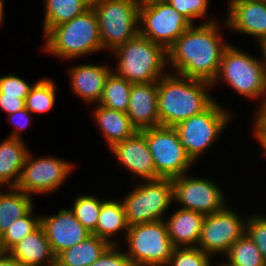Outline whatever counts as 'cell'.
<instances>
[{"label":"cell","mask_w":266,"mask_h":266,"mask_svg":"<svg viewBox=\"0 0 266 266\" xmlns=\"http://www.w3.org/2000/svg\"><path fill=\"white\" fill-rule=\"evenodd\" d=\"M219 24L211 17L201 25L192 24L179 36L167 50L168 67L176 71L174 74L214 82L223 53L230 45L223 41Z\"/></svg>","instance_id":"6da1fadb"},{"label":"cell","mask_w":266,"mask_h":266,"mask_svg":"<svg viewBox=\"0 0 266 266\" xmlns=\"http://www.w3.org/2000/svg\"><path fill=\"white\" fill-rule=\"evenodd\" d=\"M209 82L180 76L172 72L158 81L160 126L175 127L180 122L205 111L214 101Z\"/></svg>","instance_id":"7a4b0ae2"},{"label":"cell","mask_w":266,"mask_h":266,"mask_svg":"<svg viewBox=\"0 0 266 266\" xmlns=\"http://www.w3.org/2000/svg\"><path fill=\"white\" fill-rule=\"evenodd\" d=\"M112 53L118 60L113 72L132 84L156 82L167 74V50L140 34Z\"/></svg>","instance_id":"3957f363"},{"label":"cell","mask_w":266,"mask_h":266,"mask_svg":"<svg viewBox=\"0 0 266 266\" xmlns=\"http://www.w3.org/2000/svg\"><path fill=\"white\" fill-rule=\"evenodd\" d=\"M44 38L43 49L65 60L104 51L98 19L92 7L71 21L53 27Z\"/></svg>","instance_id":"277c9868"},{"label":"cell","mask_w":266,"mask_h":266,"mask_svg":"<svg viewBox=\"0 0 266 266\" xmlns=\"http://www.w3.org/2000/svg\"><path fill=\"white\" fill-rule=\"evenodd\" d=\"M232 45L225 49L212 85L215 86L219 80H223L239 95L257 101L261 98V103L256 109L259 111L266 103V74L263 65L260 58Z\"/></svg>","instance_id":"5b68a950"},{"label":"cell","mask_w":266,"mask_h":266,"mask_svg":"<svg viewBox=\"0 0 266 266\" xmlns=\"http://www.w3.org/2000/svg\"><path fill=\"white\" fill-rule=\"evenodd\" d=\"M104 51H113L139 34V7L132 0H92Z\"/></svg>","instance_id":"8992f818"},{"label":"cell","mask_w":266,"mask_h":266,"mask_svg":"<svg viewBox=\"0 0 266 266\" xmlns=\"http://www.w3.org/2000/svg\"><path fill=\"white\" fill-rule=\"evenodd\" d=\"M121 202L129 226L163 220L174 202L172 179L143 180Z\"/></svg>","instance_id":"52a82bcc"},{"label":"cell","mask_w":266,"mask_h":266,"mask_svg":"<svg viewBox=\"0 0 266 266\" xmlns=\"http://www.w3.org/2000/svg\"><path fill=\"white\" fill-rule=\"evenodd\" d=\"M214 101L205 111L180 122L174 128L181 145L195 163L226 128L233 116Z\"/></svg>","instance_id":"ba28073f"},{"label":"cell","mask_w":266,"mask_h":266,"mask_svg":"<svg viewBox=\"0 0 266 266\" xmlns=\"http://www.w3.org/2000/svg\"><path fill=\"white\" fill-rule=\"evenodd\" d=\"M125 241L133 266H166L175 248L164 220L129 226Z\"/></svg>","instance_id":"9c48e42d"},{"label":"cell","mask_w":266,"mask_h":266,"mask_svg":"<svg viewBox=\"0 0 266 266\" xmlns=\"http://www.w3.org/2000/svg\"><path fill=\"white\" fill-rule=\"evenodd\" d=\"M140 132L147 140L156 174L160 178L182 176L195 164L181 145L174 127L157 126Z\"/></svg>","instance_id":"30bf717a"},{"label":"cell","mask_w":266,"mask_h":266,"mask_svg":"<svg viewBox=\"0 0 266 266\" xmlns=\"http://www.w3.org/2000/svg\"><path fill=\"white\" fill-rule=\"evenodd\" d=\"M139 34L168 50L192 23L167 1L139 8Z\"/></svg>","instance_id":"8fae6325"},{"label":"cell","mask_w":266,"mask_h":266,"mask_svg":"<svg viewBox=\"0 0 266 266\" xmlns=\"http://www.w3.org/2000/svg\"><path fill=\"white\" fill-rule=\"evenodd\" d=\"M73 168L74 163L58 157L34 159L29 151L16 188L28 195L52 193L62 186Z\"/></svg>","instance_id":"7c38bea8"},{"label":"cell","mask_w":266,"mask_h":266,"mask_svg":"<svg viewBox=\"0 0 266 266\" xmlns=\"http://www.w3.org/2000/svg\"><path fill=\"white\" fill-rule=\"evenodd\" d=\"M246 221L247 218H242L227 205L218 212L206 215L197 247L211 256H224L246 233Z\"/></svg>","instance_id":"4fadbf2b"},{"label":"cell","mask_w":266,"mask_h":266,"mask_svg":"<svg viewBox=\"0 0 266 266\" xmlns=\"http://www.w3.org/2000/svg\"><path fill=\"white\" fill-rule=\"evenodd\" d=\"M186 173L172 179L174 201L180 208L211 215L222 210L225 205V193L215 182L206 178L188 177Z\"/></svg>","instance_id":"5bb4252c"},{"label":"cell","mask_w":266,"mask_h":266,"mask_svg":"<svg viewBox=\"0 0 266 266\" xmlns=\"http://www.w3.org/2000/svg\"><path fill=\"white\" fill-rule=\"evenodd\" d=\"M41 226L56 257L92 234L78 221L70 208L60 209L56 215H42Z\"/></svg>","instance_id":"9a60e30c"},{"label":"cell","mask_w":266,"mask_h":266,"mask_svg":"<svg viewBox=\"0 0 266 266\" xmlns=\"http://www.w3.org/2000/svg\"><path fill=\"white\" fill-rule=\"evenodd\" d=\"M110 149L119 164L126 167L134 176L143 180L160 178L156 174L147 140L140 131L132 137L114 144Z\"/></svg>","instance_id":"2e32d148"},{"label":"cell","mask_w":266,"mask_h":266,"mask_svg":"<svg viewBox=\"0 0 266 266\" xmlns=\"http://www.w3.org/2000/svg\"><path fill=\"white\" fill-rule=\"evenodd\" d=\"M225 27L250 35L257 42L266 37V0H239L227 9Z\"/></svg>","instance_id":"e0dca14e"},{"label":"cell","mask_w":266,"mask_h":266,"mask_svg":"<svg viewBox=\"0 0 266 266\" xmlns=\"http://www.w3.org/2000/svg\"><path fill=\"white\" fill-rule=\"evenodd\" d=\"M158 81L132 84L127 116L138 131L160 126Z\"/></svg>","instance_id":"ac0fdd59"},{"label":"cell","mask_w":266,"mask_h":266,"mask_svg":"<svg viewBox=\"0 0 266 266\" xmlns=\"http://www.w3.org/2000/svg\"><path fill=\"white\" fill-rule=\"evenodd\" d=\"M71 88L86 103H99L106 79L112 67L97 64H78L69 68Z\"/></svg>","instance_id":"d6986e66"},{"label":"cell","mask_w":266,"mask_h":266,"mask_svg":"<svg viewBox=\"0 0 266 266\" xmlns=\"http://www.w3.org/2000/svg\"><path fill=\"white\" fill-rule=\"evenodd\" d=\"M205 215L178 208L163 219L174 247H197ZM167 220V221H166Z\"/></svg>","instance_id":"ffe728a7"},{"label":"cell","mask_w":266,"mask_h":266,"mask_svg":"<svg viewBox=\"0 0 266 266\" xmlns=\"http://www.w3.org/2000/svg\"><path fill=\"white\" fill-rule=\"evenodd\" d=\"M9 253L22 266L56 265V256L41 225L19 241Z\"/></svg>","instance_id":"44dd1931"},{"label":"cell","mask_w":266,"mask_h":266,"mask_svg":"<svg viewBox=\"0 0 266 266\" xmlns=\"http://www.w3.org/2000/svg\"><path fill=\"white\" fill-rule=\"evenodd\" d=\"M92 113L109 150L114 144L130 138L138 132L124 112L97 104Z\"/></svg>","instance_id":"7402d4cb"},{"label":"cell","mask_w":266,"mask_h":266,"mask_svg":"<svg viewBox=\"0 0 266 266\" xmlns=\"http://www.w3.org/2000/svg\"><path fill=\"white\" fill-rule=\"evenodd\" d=\"M29 153L23 139L8 137L0 143V186L16 188Z\"/></svg>","instance_id":"603a6c76"},{"label":"cell","mask_w":266,"mask_h":266,"mask_svg":"<svg viewBox=\"0 0 266 266\" xmlns=\"http://www.w3.org/2000/svg\"><path fill=\"white\" fill-rule=\"evenodd\" d=\"M128 228L129 225L121 200H105L101 205L95 235L110 245H119L117 241H114L113 235L116 236L123 232L125 235L123 239H125Z\"/></svg>","instance_id":"cb8c5ba5"},{"label":"cell","mask_w":266,"mask_h":266,"mask_svg":"<svg viewBox=\"0 0 266 266\" xmlns=\"http://www.w3.org/2000/svg\"><path fill=\"white\" fill-rule=\"evenodd\" d=\"M109 246L108 242L91 234L84 241L60 253L56 257L55 266H90Z\"/></svg>","instance_id":"d4e9b609"},{"label":"cell","mask_w":266,"mask_h":266,"mask_svg":"<svg viewBox=\"0 0 266 266\" xmlns=\"http://www.w3.org/2000/svg\"><path fill=\"white\" fill-rule=\"evenodd\" d=\"M92 0H44L43 35L53 27L71 21L91 8Z\"/></svg>","instance_id":"484cf974"},{"label":"cell","mask_w":266,"mask_h":266,"mask_svg":"<svg viewBox=\"0 0 266 266\" xmlns=\"http://www.w3.org/2000/svg\"><path fill=\"white\" fill-rule=\"evenodd\" d=\"M8 190L0 191V236L14 221L25 216L33 208V196L17 188Z\"/></svg>","instance_id":"4316f807"},{"label":"cell","mask_w":266,"mask_h":266,"mask_svg":"<svg viewBox=\"0 0 266 266\" xmlns=\"http://www.w3.org/2000/svg\"><path fill=\"white\" fill-rule=\"evenodd\" d=\"M132 83L113 71L106 79L99 105L126 113L129 106Z\"/></svg>","instance_id":"83f0119b"},{"label":"cell","mask_w":266,"mask_h":266,"mask_svg":"<svg viewBox=\"0 0 266 266\" xmlns=\"http://www.w3.org/2000/svg\"><path fill=\"white\" fill-rule=\"evenodd\" d=\"M224 255L231 266H266L261 252L246 233Z\"/></svg>","instance_id":"f1b7e54d"},{"label":"cell","mask_w":266,"mask_h":266,"mask_svg":"<svg viewBox=\"0 0 266 266\" xmlns=\"http://www.w3.org/2000/svg\"><path fill=\"white\" fill-rule=\"evenodd\" d=\"M56 86L53 80H38L25 99V108L33 113H45L52 110L56 102Z\"/></svg>","instance_id":"f546056e"},{"label":"cell","mask_w":266,"mask_h":266,"mask_svg":"<svg viewBox=\"0 0 266 266\" xmlns=\"http://www.w3.org/2000/svg\"><path fill=\"white\" fill-rule=\"evenodd\" d=\"M104 201L96 195L83 194L74 199L73 206L70 208L78 221L92 234H95L101 205Z\"/></svg>","instance_id":"4dcf8cb0"},{"label":"cell","mask_w":266,"mask_h":266,"mask_svg":"<svg viewBox=\"0 0 266 266\" xmlns=\"http://www.w3.org/2000/svg\"><path fill=\"white\" fill-rule=\"evenodd\" d=\"M33 209L34 207L25 216L14 221L1 236L6 252H9L19 241L41 225V216H33Z\"/></svg>","instance_id":"1f68e13d"},{"label":"cell","mask_w":266,"mask_h":266,"mask_svg":"<svg viewBox=\"0 0 266 266\" xmlns=\"http://www.w3.org/2000/svg\"><path fill=\"white\" fill-rule=\"evenodd\" d=\"M211 258L198 247H175L166 266H211Z\"/></svg>","instance_id":"d6a6232c"},{"label":"cell","mask_w":266,"mask_h":266,"mask_svg":"<svg viewBox=\"0 0 266 266\" xmlns=\"http://www.w3.org/2000/svg\"><path fill=\"white\" fill-rule=\"evenodd\" d=\"M246 234L255 243L266 261V215L253 214L247 218Z\"/></svg>","instance_id":"836d02e7"},{"label":"cell","mask_w":266,"mask_h":266,"mask_svg":"<svg viewBox=\"0 0 266 266\" xmlns=\"http://www.w3.org/2000/svg\"><path fill=\"white\" fill-rule=\"evenodd\" d=\"M174 9L185 16L192 24L194 20L204 18L208 12L210 0H166Z\"/></svg>","instance_id":"e575fe53"},{"label":"cell","mask_w":266,"mask_h":266,"mask_svg":"<svg viewBox=\"0 0 266 266\" xmlns=\"http://www.w3.org/2000/svg\"><path fill=\"white\" fill-rule=\"evenodd\" d=\"M32 86L16 74H6L0 77V93L5 96L26 99Z\"/></svg>","instance_id":"d590c367"},{"label":"cell","mask_w":266,"mask_h":266,"mask_svg":"<svg viewBox=\"0 0 266 266\" xmlns=\"http://www.w3.org/2000/svg\"><path fill=\"white\" fill-rule=\"evenodd\" d=\"M119 245H110L104 253L90 266H133Z\"/></svg>","instance_id":"8d00e7d4"},{"label":"cell","mask_w":266,"mask_h":266,"mask_svg":"<svg viewBox=\"0 0 266 266\" xmlns=\"http://www.w3.org/2000/svg\"><path fill=\"white\" fill-rule=\"evenodd\" d=\"M30 111L26 108L18 110L13 114L7 115L8 121L15 127L8 136L10 138L21 139L22 130L28 128L30 121L32 120Z\"/></svg>","instance_id":"74e56055"},{"label":"cell","mask_w":266,"mask_h":266,"mask_svg":"<svg viewBox=\"0 0 266 266\" xmlns=\"http://www.w3.org/2000/svg\"><path fill=\"white\" fill-rule=\"evenodd\" d=\"M25 108V99L5 96L0 93V109L7 113V115L13 114L14 112Z\"/></svg>","instance_id":"f35d334b"},{"label":"cell","mask_w":266,"mask_h":266,"mask_svg":"<svg viewBox=\"0 0 266 266\" xmlns=\"http://www.w3.org/2000/svg\"><path fill=\"white\" fill-rule=\"evenodd\" d=\"M254 116L253 136L264 151L262 155L266 157V122L257 113Z\"/></svg>","instance_id":"ab89813d"},{"label":"cell","mask_w":266,"mask_h":266,"mask_svg":"<svg viewBox=\"0 0 266 266\" xmlns=\"http://www.w3.org/2000/svg\"><path fill=\"white\" fill-rule=\"evenodd\" d=\"M0 266H22L9 252L0 258Z\"/></svg>","instance_id":"60d3db41"},{"label":"cell","mask_w":266,"mask_h":266,"mask_svg":"<svg viewBox=\"0 0 266 266\" xmlns=\"http://www.w3.org/2000/svg\"><path fill=\"white\" fill-rule=\"evenodd\" d=\"M258 43V45L260 46V50L262 51V58H260V61L263 65L266 74V37L262 38L260 41H258Z\"/></svg>","instance_id":"b9f144b4"},{"label":"cell","mask_w":266,"mask_h":266,"mask_svg":"<svg viewBox=\"0 0 266 266\" xmlns=\"http://www.w3.org/2000/svg\"><path fill=\"white\" fill-rule=\"evenodd\" d=\"M132 1L140 8V7L149 5V4L162 2V1H166V0H132Z\"/></svg>","instance_id":"7bdbcfd3"},{"label":"cell","mask_w":266,"mask_h":266,"mask_svg":"<svg viewBox=\"0 0 266 266\" xmlns=\"http://www.w3.org/2000/svg\"><path fill=\"white\" fill-rule=\"evenodd\" d=\"M256 113L266 122V103L259 111H256Z\"/></svg>","instance_id":"ee69618b"},{"label":"cell","mask_w":266,"mask_h":266,"mask_svg":"<svg viewBox=\"0 0 266 266\" xmlns=\"http://www.w3.org/2000/svg\"><path fill=\"white\" fill-rule=\"evenodd\" d=\"M4 17V2L0 0V26L2 25Z\"/></svg>","instance_id":"f6af8a7d"},{"label":"cell","mask_w":266,"mask_h":266,"mask_svg":"<svg viewBox=\"0 0 266 266\" xmlns=\"http://www.w3.org/2000/svg\"><path fill=\"white\" fill-rule=\"evenodd\" d=\"M7 253L6 250L4 249L3 247V244L1 242V236H0V258L5 254Z\"/></svg>","instance_id":"bcb514c9"},{"label":"cell","mask_w":266,"mask_h":266,"mask_svg":"<svg viewBox=\"0 0 266 266\" xmlns=\"http://www.w3.org/2000/svg\"><path fill=\"white\" fill-rule=\"evenodd\" d=\"M227 1H228V6H227V8H228V7H230L234 2L239 1V0H227Z\"/></svg>","instance_id":"7dc6e473"},{"label":"cell","mask_w":266,"mask_h":266,"mask_svg":"<svg viewBox=\"0 0 266 266\" xmlns=\"http://www.w3.org/2000/svg\"><path fill=\"white\" fill-rule=\"evenodd\" d=\"M211 266H212V264H211ZM218 266H231V265L227 264L226 260H225V261L221 262L220 264H218Z\"/></svg>","instance_id":"c3c4849f"}]
</instances>
